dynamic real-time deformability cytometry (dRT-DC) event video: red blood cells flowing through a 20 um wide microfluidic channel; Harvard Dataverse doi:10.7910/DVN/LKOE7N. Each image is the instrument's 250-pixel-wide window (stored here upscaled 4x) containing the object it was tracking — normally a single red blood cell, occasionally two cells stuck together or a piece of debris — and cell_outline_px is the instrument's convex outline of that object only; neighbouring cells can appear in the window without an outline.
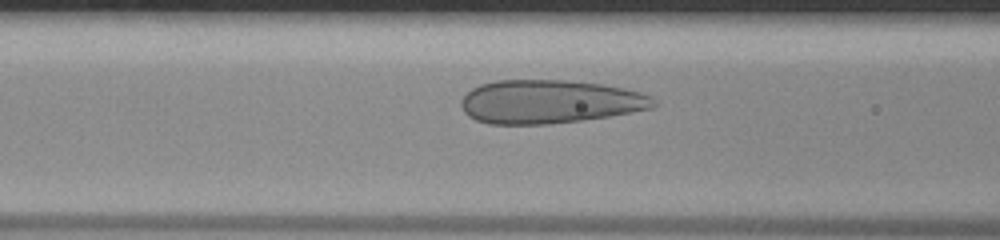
{"species": "human", "species_latin": "Homo sapiens", "temperature_condition": "room temperature", "stored_images_in_passage": 35, "camera_frame_rate_fps": 3000, "um_per_image_px": 0.085, "donor": {"sex": "male"}, "frame": {"image": 1, "passage_image": 14, "time_ms": 4.333, "image_size_px": [1000, 240], "cell_outline_px": [[656, 104], [652, 108], [632, 112], [608, 116], [580, 120], [548, 124], [488, 124], [476, 120], [468, 116], [464, 112], [460, 104], [460, 100], [472, 88], [480, 84], [496, 80], [568, 80], [604, 84], [640, 92], [652, 96], [656, 100]], "centroid_in_image_um": [46.7, 8.64], "position_along_channel_um": 119.9, "area_um2": 48.96}}
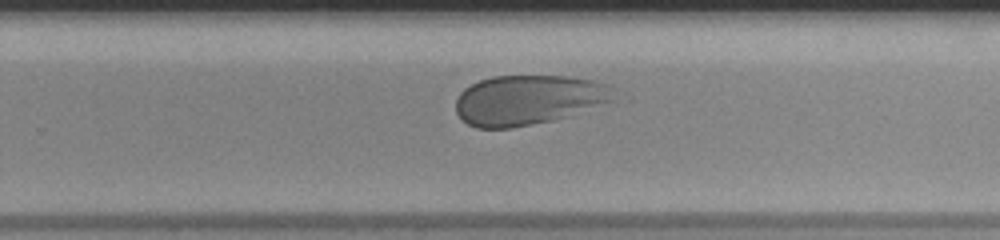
{"frame": {"image": 2, "passage_image": 26, "time_ms": 8.333, "image_size_px": [1000, 240], "cell_outline_px": [[612, 100], [552, 120], [512, 128], [476, 128], [468, 124], [456, 112], [456, 100], [460, 92], [464, 88], [480, 80], [492, 76], [568, 76], [592, 80], [608, 84], [612, 88]], "centroid_in_image_um": [44.83, 8.48], "position_along_channel_um": 285.0, "area_um2": 45.26}}
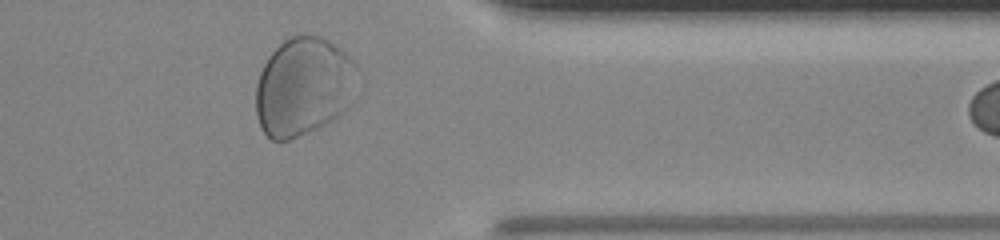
{"frame": {"image": 3, "passage_image": 34, "time_ms": 11.0, "image_size_px": [1000, 240], "cell_outline_px": [[356, 64], [340, 112], [332, 120], [316, 128], [288, 140], [272, 140], [260, 128], [256, 116], [256, 84], [260, 72], [268, 56], [284, 40], [292, 36], [320, 36], [328, 40], [344, 52]], "centroid_in_image_um": [25.65, 7.35], "position_along_channel_um": 385.8, "area_um2": 56.12}}